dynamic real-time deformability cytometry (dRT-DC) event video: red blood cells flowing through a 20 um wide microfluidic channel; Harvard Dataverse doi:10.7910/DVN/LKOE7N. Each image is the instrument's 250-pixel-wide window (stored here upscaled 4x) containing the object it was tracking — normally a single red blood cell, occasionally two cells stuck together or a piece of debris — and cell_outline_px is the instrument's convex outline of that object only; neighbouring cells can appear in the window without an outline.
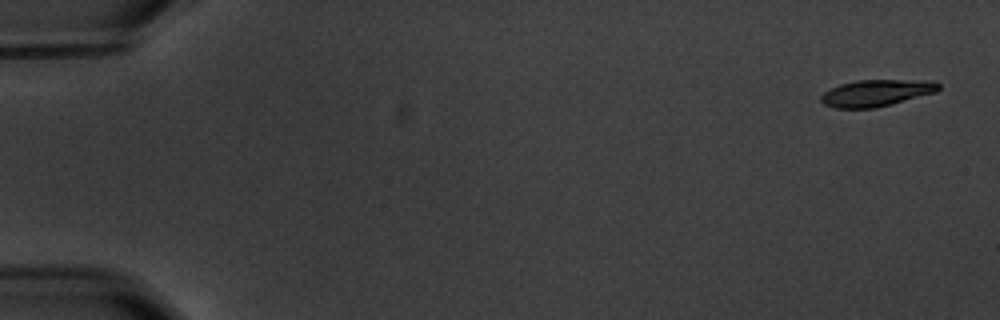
{"species": "common noctule bat (a hibernating species)", "species_latin": "Nyctalus noctula", "temperature_condition": "warm", "stored_images_in_passage": 2, "camera_frame_rate_fps": 3000, "um_per_image_px": 0.085, "animal": {"sex": "male", "body_mass_g": 20.1, "forearm_length_mm": 53.5}, "frame": {"image": 1, "passage_image": 1, "time_ms": 0.0, "image_size_px": [1000, 320], "cell_outline_px": [[940, 88], [936, 92], [892, 104], [876, 108], [836, 108], [824, 104], [820, 100], [820, 96], [824, 92], [840, 84], [856, 80], [936, 80], [940, 84]], "centroid_in_image_um": [74.52, 7.89], "position_along_channel_um": 10.5, "area_um2": 18.38}}